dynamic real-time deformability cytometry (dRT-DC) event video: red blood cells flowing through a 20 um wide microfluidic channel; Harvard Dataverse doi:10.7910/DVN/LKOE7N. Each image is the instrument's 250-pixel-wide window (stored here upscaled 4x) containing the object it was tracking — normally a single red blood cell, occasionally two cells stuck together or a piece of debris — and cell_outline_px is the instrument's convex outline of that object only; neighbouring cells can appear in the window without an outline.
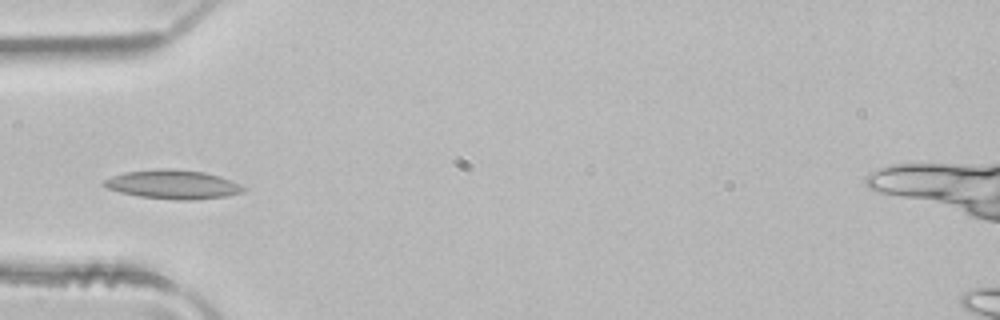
{"species": "common noctule bat (a hibernating species)", "species_latin": "Nyctalus noctula", "temperature_condition": "room temperature", "stored_images_in_passage": 3, "camera_frame_rate_fps": 3000, "um_per_image_px": 0.085, "animal": {"sex": "male", "body_mass_g": 21.5, "forearm_length_mm": 52.0}, "frame": {"image": 1, "passage_image": 3, "time_ms": 0.667, "image_size_px": [1000, 320], "cell_outline_px": [[248, 188], [244, 192], [224, 196], [192, 200], [176, 200], [140, 196], [120, 192], [108, 188], [100, 184], [104, 180], [112, 176], [128, 172], [164, 168], [172, 168], [204, 172], [220, 176], [232, 180]], "centroid_in_image_um": [14.74, 15.67], "position_along_channel_um": 70.3, "area_um2": 23.47}}